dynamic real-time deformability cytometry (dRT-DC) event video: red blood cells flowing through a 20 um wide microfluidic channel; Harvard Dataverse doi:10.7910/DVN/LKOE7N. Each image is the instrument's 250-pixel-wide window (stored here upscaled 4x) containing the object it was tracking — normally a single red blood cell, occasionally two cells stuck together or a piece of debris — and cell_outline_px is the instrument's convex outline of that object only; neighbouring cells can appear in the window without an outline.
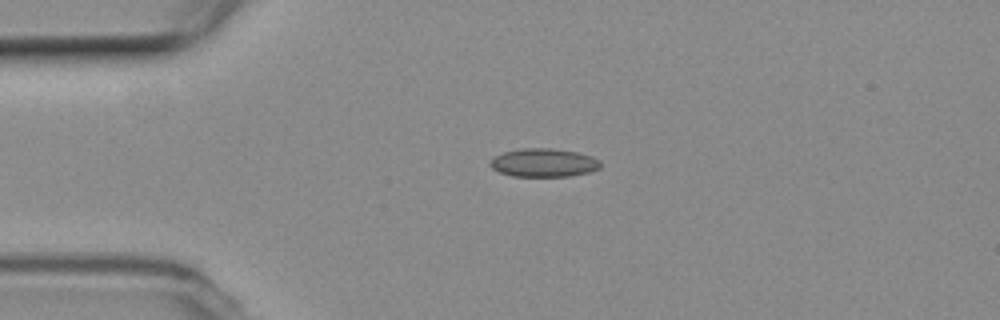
{"species": "common noctule bat (a hibernating species)", "species_latin": "Nyctalus noctula", "temperature_condition": "room temperature", "stored_images_in_passage": 4, "camera_frame_rate_fps": 3000, "um_per_image_px": 0.085, "animal": {"sex": "female", "body_mass_g": 19.3, "forearm_length_mm": 54.1}, "frame": {"image": 1, "passage_image": 2, "time_ms": 0.333, "image_size_px": [1000, 320], "cell_outline_px": [[600, 168], [588, 172], [568, 176], [512, 176], [500, 172], [492, 168], [488, 164], [488, 160], [492, 156], [504, 152], [520, 148], [552, 148], [576, 152], [592, 156], [600, 160]], "centroid_in_image_um": [46.16, 13.82], "position_along_channel_um": 38.8, "area_um2": 18.38}}
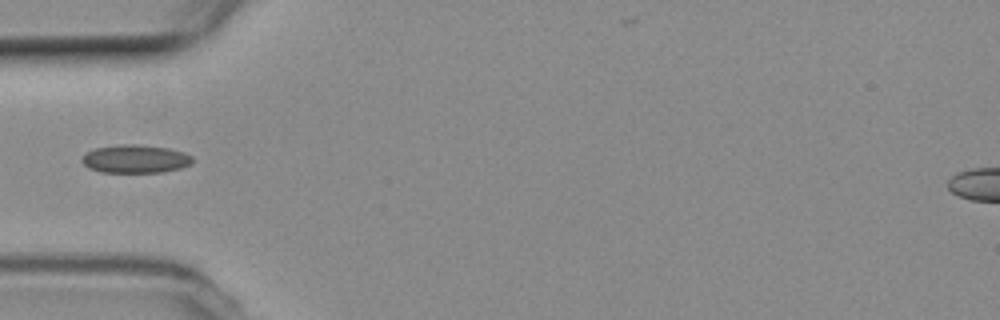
{"frame": {"image": 2, "passage_image": 3, "time_ms": 0.667, "image_size_px": [1000, 320], "cell_outline_px": [[192, 164], [180, 168], [164, 172], [100, 172], [88, 168], [80, 160], [88, 152], [96, 148], [124, 144], [136, 144], [168, 148], [184, 152], [192, 156]], "centroid_in_image_um": [11.52, 13.51], "position_along_channel_um": 73.5, "area_um2": 18.09}}
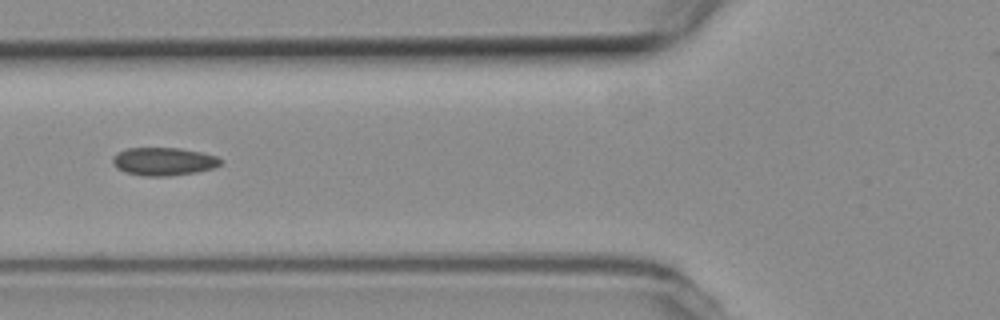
{"frame": {"image": 3, "passage_image": 4, "time_ms": 1.0, "image_size_px": [1000, 320], "cell_outline_px": [[224, 160], [216, 168], [196, 172], [168, 176], [144, 176], [124, 172], [116, 168], [112, 160], [112, 156], [116, 152], [128, 148], [180, 148], [200, 152], [216, 156]], "centroid_in_image_um": [13.9, 13.72], "position_along_channel_um": 111.9, "area_um2": 17.8}}